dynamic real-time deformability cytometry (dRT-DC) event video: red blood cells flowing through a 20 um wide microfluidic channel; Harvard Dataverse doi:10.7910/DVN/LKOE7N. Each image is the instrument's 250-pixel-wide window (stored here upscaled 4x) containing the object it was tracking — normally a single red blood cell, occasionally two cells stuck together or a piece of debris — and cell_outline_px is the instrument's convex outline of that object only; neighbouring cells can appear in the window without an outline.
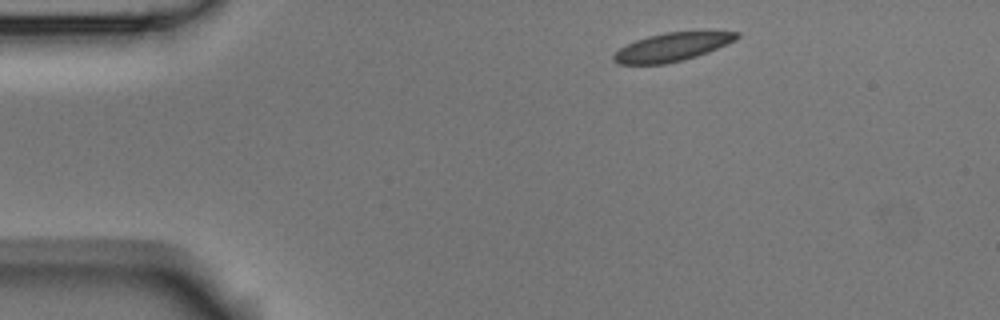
{"species": "Egyptian fruit bat (a non-hibernating species)", "species_latin": "Rousettus aegyptiacus", "temperature_condition": "room temperature", "stored_images_in_passage": 4, "segment_of_instrument_passage": [1, 2], "camera_frame_rate_fps": 3000, "um_per_image_px": 0.085, "animal": {"sex": "male"}, "frame": {"image": 1, "passage_image": 1, "time_ms": 0.0, "image_size_px": [1000, 320], "cell_outline_px": [[740, 36], [736, 40], [708, 52], [684, 60], [664, 64], [616, 64], [612, 60], [612, 56], [620, 48], [636, 40], [648, 36], [664, 32], [740, 32]], "centroid_in_image_um": [57.1, 4.01], "position_along_channel_um": 27.9, "area_um2": 20.17}}
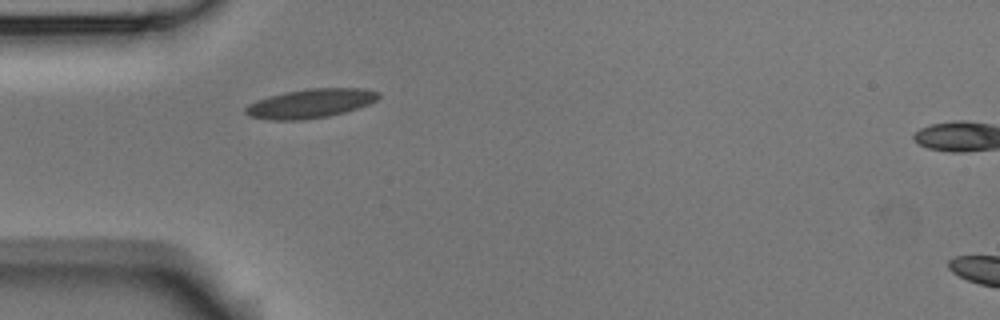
{"frame": {"image": 2, "passage_image": 3, "time_ms": 0.667, "image_size_px": [1000, 320], "cell_outline_px": [[380, 96], [376, 100], [368, 104], [344, 112], [328, 116], [304, 120], [268, 120], [248, 116], [244, 112], [244, 108], [248, 104], [256, 100], [268, 96], [284, 92], [308, 88], [364, 88], [380, 92]], "centroid_in_image_um": [26.35, 8.79], "position_along_channel_um": 58.7, "area_um2": 22.72}}